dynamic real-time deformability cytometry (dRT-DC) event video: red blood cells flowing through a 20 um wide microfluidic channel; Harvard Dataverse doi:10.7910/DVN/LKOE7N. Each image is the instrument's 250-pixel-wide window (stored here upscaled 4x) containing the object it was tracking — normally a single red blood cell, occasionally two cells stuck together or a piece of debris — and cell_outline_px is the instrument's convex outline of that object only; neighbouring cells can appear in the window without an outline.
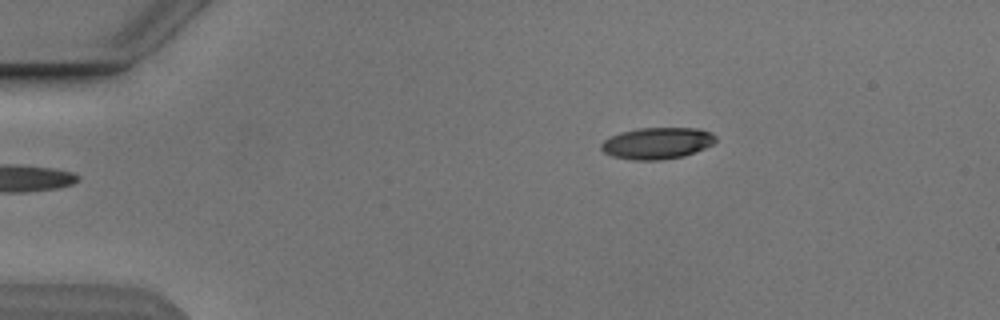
{"species": "Egyptian fruit bat (a non-hibernating species)", "species_latin": "Rousettus aegyptiacus", "temperature_condition": "cold", "stored_images_in_passage": 2, "camera_frame_rate_fps": 3000, "um_per_image_px": 0.085, "animal": {"sex": "male"}, "frame": {"image": 1, "passage_image": 2, "time_ms": 1.333, "image_size_px": [1000, 320], "cell_outline_px": [[716, 140], [712, 144], [704, 148], [684, 156], [660, 160], [636, 160], [612, 156], [604, 152], [600, 148], [600, 144], [604, 140], [620, 132], [636, 128], [700, 128], [712, 132], [716, 136]], "centroid_in_image_um": [55.86, 12.16], "position_along_channel_um": 29.1, "area_um2": 21.1}}